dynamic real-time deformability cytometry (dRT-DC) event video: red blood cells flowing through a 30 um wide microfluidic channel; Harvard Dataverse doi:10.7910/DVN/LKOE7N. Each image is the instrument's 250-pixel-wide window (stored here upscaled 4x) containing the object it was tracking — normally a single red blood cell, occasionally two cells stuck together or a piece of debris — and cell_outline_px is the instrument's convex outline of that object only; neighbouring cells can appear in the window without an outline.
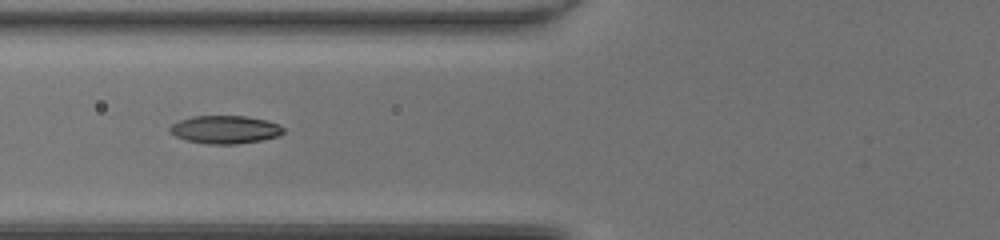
{"species": "common noctule bat (a hibernating species)", "species_latin": "Nyctalus noctula", "temperature_condition": "room temperature", "stored_images_in_passage": 19, "camera_frame_rate_fps": 3000, "um_per_image_px": 0.085, "animal": {"sex": "female", "body_mass_g": 20.0, "forearm_length_mm": 54.0}, "frame": {"image": 1, "passage_image": 5, "time_ms": 1.333, "image_size_px": [1000, 240], "cell_outline_px": [[284, 132], [276, 136], [260, 140], [236, 144], [208, 144], [188, 140], [176, 136], [168, 128], [172, 124], [180, 120], [192, 116], [248, 116], [268, 120], [280, 124], [284, 128]], "centroid_in_image_um": [19.16, 11.0], "position_along_channel_um": 106.6, "area_um2": 18.44}}
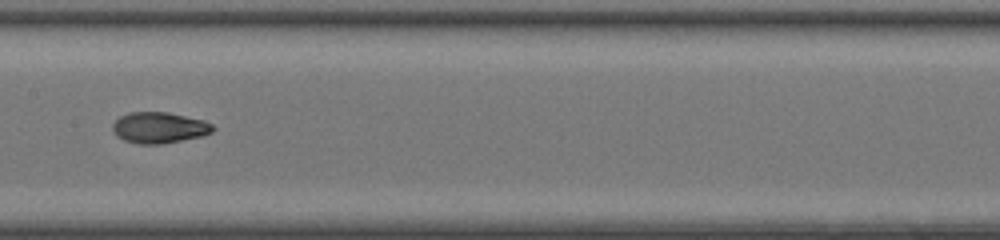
{"frame": {"image": 2, "passage_image": 11, "time_ms": 3.333, "image_size_px": [1000, 240], "cell_outline_px": [[216, 128], [212, 132], [200, 136], [160, 144], [136, 144], [124, 140], [116, 136], [112, 128], [112, 124], [120, 116], [128, 112], [168, 112], [204, 120], [212, 124]], "centroid_in_image_um": [13.51, 10.84], "position_along_channel_um": 193.9, "area_um2": 18.15}}
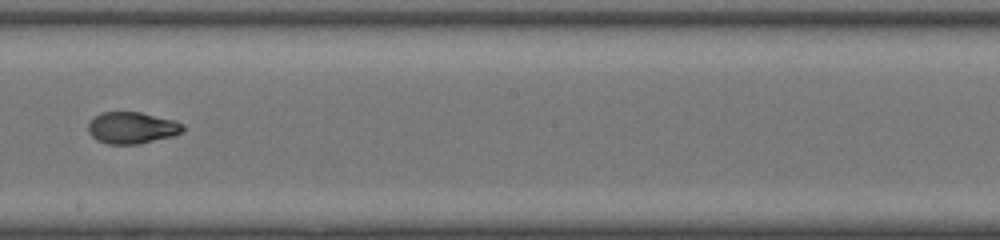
{"frame": {"image": 3, "passage_image": 14, "time_ms": 4.333, "image_size_px": [1000, 240], "cell_outline_px": [[184, 132], [172, 136], [140, 144], [108, 144], [96, 140], [88, 132], [88, 124], [100, 112], [140, 112], [172, 120], [184, 124]], "centroid_in_image_um": [11.22, 10.87], "position_along_channel_um": 237.0, "area_um2": 17.46}}